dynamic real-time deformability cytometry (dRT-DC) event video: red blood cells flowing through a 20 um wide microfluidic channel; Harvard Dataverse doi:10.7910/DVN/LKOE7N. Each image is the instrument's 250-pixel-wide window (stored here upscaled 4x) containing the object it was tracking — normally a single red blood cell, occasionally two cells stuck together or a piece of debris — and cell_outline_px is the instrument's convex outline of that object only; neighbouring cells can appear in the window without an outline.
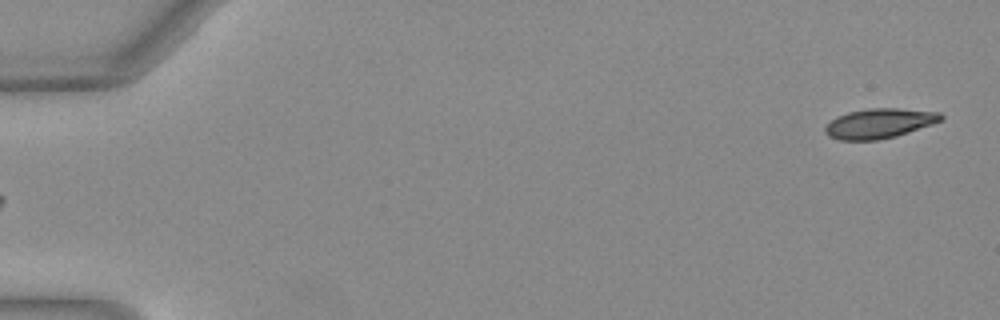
{"species": "Egyptian fruit bat (a non-hibernating species)", "species_latin": "Rousettus aegyptiacus", "temperature_condition": "warm", "stored_images_in_passage": 13, "camera_frame_rate_fps": 3000, "um_per_image_px": 0.085, "animal": {"sex": "female"}, "frame": {"image": 1, "passage_image": 1, "time_ms": 0.0, "image_size_px": [1000, 320], "cell_outline_px": [[944, 120], [896, 136], [876, 140], [840, 140], [828, 136], [824, 132], [824, 128], [836, 116], [848, 112], [868, 108], [900, 108], [940, 112], [944, 116]], "centroid_in_image_um": [74.75, 10.48], "position_along_channel_um": 10.2, "area_um2": 20.17}}